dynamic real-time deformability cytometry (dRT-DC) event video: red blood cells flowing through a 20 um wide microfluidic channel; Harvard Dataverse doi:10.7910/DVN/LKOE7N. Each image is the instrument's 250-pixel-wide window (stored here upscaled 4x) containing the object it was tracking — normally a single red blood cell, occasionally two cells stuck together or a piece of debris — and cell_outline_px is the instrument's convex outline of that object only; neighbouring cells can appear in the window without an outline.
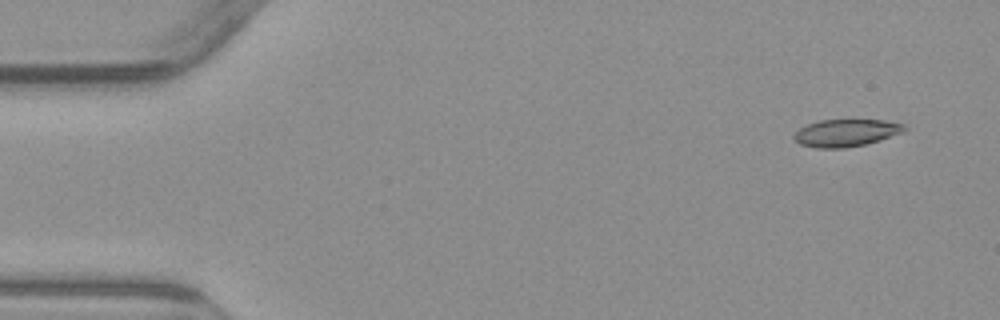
{"species": "common noctule bat (a hibernating species)", "species_latin": "Nyctalus noctula", "temperature_condition": "warm", "stored_images_in_passage": 6, "segment_of_instrument_passage": [2, 2], "camera_frame_rate_fps": 3000, "um_per_image_px": 0.085, "animal": {"sex": "male", "body_mass_g": 23.1, "forearm_length_mm": 52.7}, "frame": {"image": 1, "passage_image": 6, "time_ms": 6.333, "image_size_px": [1000, 320], "cell_outline_px": [[908, 128], [904, 132], [868, 144], [844, 148], [816, 148], [800, 144], [792, 140], [792, 136], [800, 128], [808, 124], [820, 120], [884, 120], [904, 124]], "centroid_in_image_um": [71.92, 11.3], "position_along_channel_um": 13.1, "area_um2": 17.74}}